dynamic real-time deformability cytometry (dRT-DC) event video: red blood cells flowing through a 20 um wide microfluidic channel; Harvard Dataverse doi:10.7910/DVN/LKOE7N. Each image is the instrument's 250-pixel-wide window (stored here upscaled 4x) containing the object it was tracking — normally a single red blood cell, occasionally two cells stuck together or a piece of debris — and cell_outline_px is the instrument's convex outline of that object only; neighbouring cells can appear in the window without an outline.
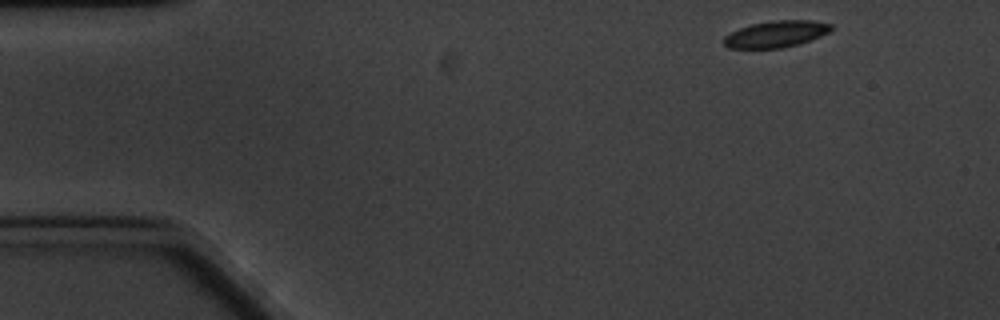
{"species": "common noctule bat (a hibernating species)", "species_latin": "Nyctalus noctula", "temperature_condition": "cold", "stored_images_in_passage": 4, "camera_frame_rate_fps": 3000, "um_per_image_px": 0.085, "animal": {"sex": "male", "body_mass_g": 20.1, "forearm_length_mm": 53.5}, "frame": {"image": 1, "passage_image": 1, "time_ms": 0.0, "image_size_px": [1000, 320], "cell_outline_px": [[832, 28], [828, 32], [820, 36], [784, 48], [728, 48], [724, 44], [724, 36], [740, 28], [752, 24], [776, 20], [812, 20], [832, 24]], "centroid_in_image_um": [65.96, 2.89], "position_along_channel_um": 19.0, "area_um2": 16.36}}